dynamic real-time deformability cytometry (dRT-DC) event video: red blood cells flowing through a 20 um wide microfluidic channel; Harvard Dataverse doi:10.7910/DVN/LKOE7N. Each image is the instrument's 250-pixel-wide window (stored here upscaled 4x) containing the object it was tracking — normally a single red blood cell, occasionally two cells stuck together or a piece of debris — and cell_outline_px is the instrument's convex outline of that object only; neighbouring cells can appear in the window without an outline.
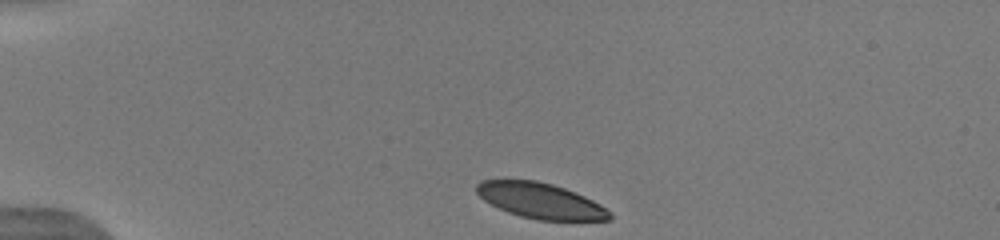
{"species": "human", "species_latin": "Homo sapiens", "temperature_condition": "warm", "stored_images_in_passage": 21, "camera_frame_rate_fps": 3000, "um_per_image_px": 0.085, "donor": {"sex": "male"}, "frame": {"image": 1, "passage_image": 1, "time_ms": 0.0, "image_size_px": [1000, 240], "cell_outline_px": [[612, 220], [536, 220], [520, 216], [508, 212], [484, 200], [476, 192], [476, 184], [480, 180], [536, 180], [552, 184], [576, 192], [600, 204], [612, 212]], "centroid_in_image_um": [45.96, 17.06], "position_along_channel_um": 39.0, "area_um2": 27.51}}
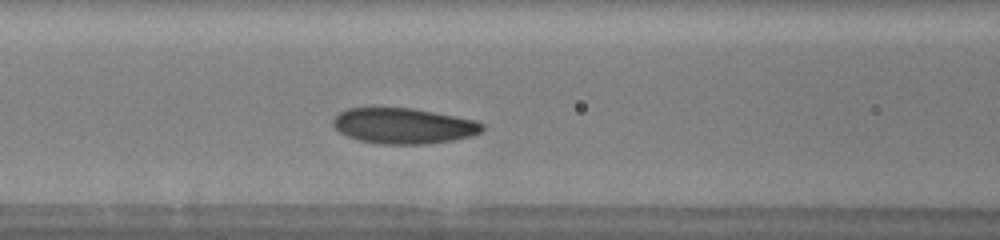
{"frame": {"image": 2, "passage_image": 8, "time_ms": 3.667, "image_size_px": [1000, 240], "cell_outline_px": [[484, 128], [480, 132], [472, 136], [452, 140], [424, 144], [380, 144], [360, 140], [348, 136], [340, 132], [332, 124], [332, 120], [340, 112], [348, 108], [412, 108], [476, 120], [484, 124]], "centroid_in_image_um": [34.31, 10.7], "position_along_channel_um": 132.3, "area_um2": 30.81}}
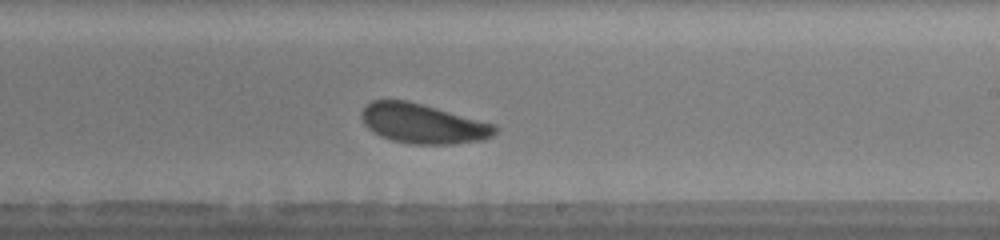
{"frame": {"image": 3, "passage_image": 12, "time_ms": 6.667, "image_size_px": [1000, 240], "cell_outline_px": [[500, 128], [492, 136], [484, 140], [452, 144], [412, 144], [392, 140], [380, 136], [368, 128], [364, 124], [360, 116], [360, 112], [372, 100], [408, 100], [496, 124]], "centroid_in_image_um": [35.97, 10.51], "position_along_channel_um": 253.0, "area_um2": 31.04}, "authors_computed_cell_mechanics": {"area_um2": 31.0386, "velocity_mm_per_s": 4.0281, "shape_relaxation_time_tau1_ms": 1.6997, "shape_relaxation_time_tau2_ms": null, "deformation_change_tau1": 0.0644, "deformation_change_tau2": null}}